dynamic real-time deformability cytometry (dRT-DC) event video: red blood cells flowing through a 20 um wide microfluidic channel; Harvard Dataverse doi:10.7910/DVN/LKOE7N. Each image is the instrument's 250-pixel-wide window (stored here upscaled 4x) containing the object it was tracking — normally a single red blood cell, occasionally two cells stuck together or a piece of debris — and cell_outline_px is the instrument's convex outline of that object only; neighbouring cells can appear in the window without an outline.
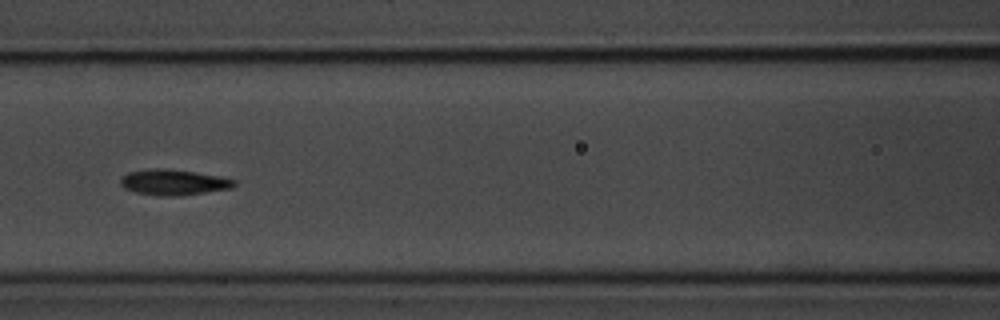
{"species": "common noctule bat (a hibernating species)", "species_latin": "Nyctalus noctula", "temperature_condition": "room temperature", "stored_images_in_passage": 9, "segment_of_instrument_passage": [1, 2], "camera_frame_rate_fps": 3000, "um_per_image_px": 0.085, "animal": {"sex": "male", "body_mass_g": 20.1, "forearm_length_mm": 53.5}, "frame": {"image": 1, "passage_image": 8, "time_ms": 8.0, "image_size_px": [1000, 320], "cell_outline_px": [[236, 184], [232, 188], [180, 196], [160, 196], [136, 192], [124, 188], [120, 184], [120, 176], [128, 172], [152, 168], [168, 168], [220, 176], [236, 180]], "centroid_in_image_um": [14.73, 15.49], "position_along_channel_um": 151.9, "area_um2": 17.17}}